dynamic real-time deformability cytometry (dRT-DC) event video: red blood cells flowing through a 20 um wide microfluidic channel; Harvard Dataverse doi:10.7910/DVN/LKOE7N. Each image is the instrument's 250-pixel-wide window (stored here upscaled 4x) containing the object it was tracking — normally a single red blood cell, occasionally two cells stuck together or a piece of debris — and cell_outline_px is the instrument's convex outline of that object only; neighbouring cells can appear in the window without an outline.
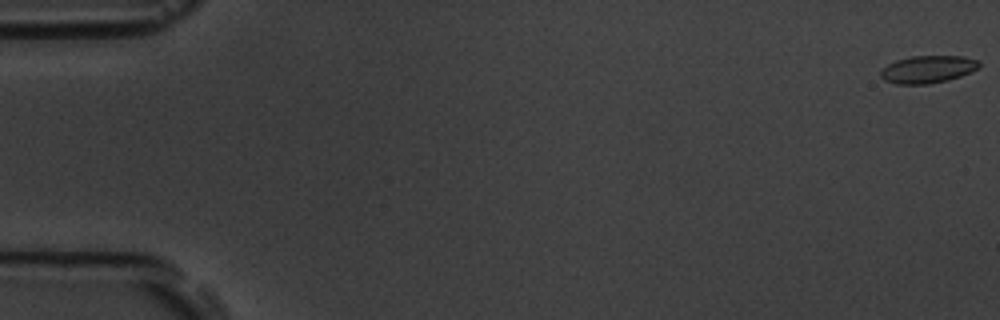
{"species": "common noctule bat (a hibernating species)", "species_latin": "Nyctalus noctula", "temperature_condition": "room temperature", "stored_images_in_passage": 55, "camera_frame_rate_fps": 3000, "um_per_image_px": 0.085, "animal": {"sex": "male", "body_mass_g": 19.5, "forearm_length_mm": 54.6}, "frame": {"image": 1, "passage_image": 1, "time_ms": 0.0, "image_size_px": [1000, 320], "cell_outline_px": [[980, 68], [972, 72], [948, 80], [928, 84], [896, 84], [884, 80], [880, 76], [880, 72], [888, 64], [896, 60], [912, 56], [964, 56], [980, 60]], "centroid_in_image_um": [78.9, 5.89], "position_along_channel_um": 6.1, "area_um2": 15.9}}
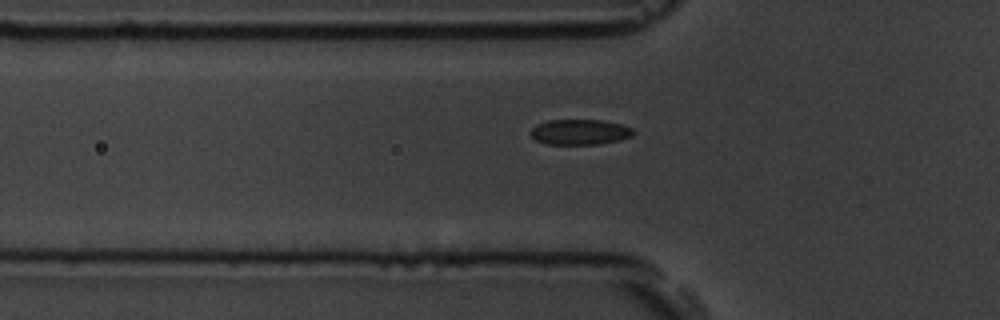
{"frame": {"image": 2, "passage_image": 19, "time_ms": 6.0, "image_size_px": [1000, 320], "cell_outline_px": [[636, 132], [632, 136], [620, 140], [600, 144], [548, 144], [536, 140], [528, 132], [536, 124], [548, 120], [600, 120], [620, 124], [632, 128]], "centroid_in_image_um": [49.28, 11.22], "position_along_channel_um": 76.5, "area_um2": 15.26}}
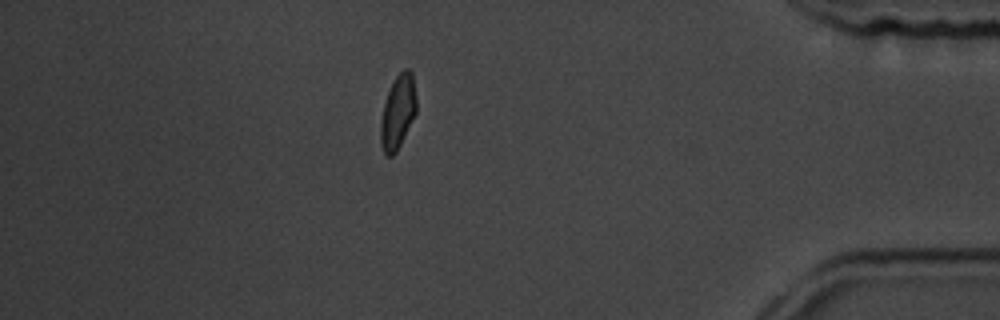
{"frame": {"image": 3, "passage_image": 48, "time_ms": 15.667, "image_size_px": [1000, 320], "cell_outline_px": [[416, 112], [396, 152], [392, 156], [384, 156], [380, 144], [380, 120], [384, 104], [388, 92], [396, 76], [404, 68], [408, 68], [412, 72], [416, 96]], "centroid_in_image_um": [33.8, 9.53], "position_along_channel_um": 401.4, "area_um2": 15.37}, "authors_computed_cell_mechanics": {"area_um2": 15.5482, "velocity_mm_per_s": 3.7782, "shape_relaxation_time_tau1_ms": 3.4588, "shape_relaxation_time_tau2_ms": 1.1208, "deformation_change_tau1": 0.108, "deformation_change_tau2": 0.0523}}